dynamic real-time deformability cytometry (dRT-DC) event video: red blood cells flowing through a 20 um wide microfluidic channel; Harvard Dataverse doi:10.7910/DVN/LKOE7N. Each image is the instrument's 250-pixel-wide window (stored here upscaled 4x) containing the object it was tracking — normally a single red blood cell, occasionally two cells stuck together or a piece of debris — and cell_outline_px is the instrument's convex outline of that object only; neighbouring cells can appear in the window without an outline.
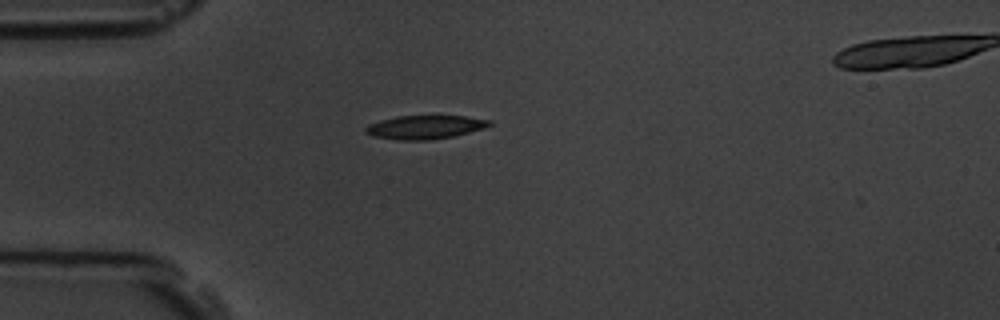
{"species": "common noctule bat (a hibernating species)", "species_latin": "Nyctalus noctula", "temperature_condition": "room temperature", "stored_images_in_passage": 3, "camera_frame_rate_fps": 3000, "um_per_image_px": 0.085, "animal": {"sex": "male", "body_mass_g": 19.5, "forearm_length_mm": 54.6}, "frame": {"image": 1, "passage_image": 1, "time_ms": 0.0, "image_size_px": [1000, 320], "cell_outline_px": [[492, 124], [468, 132], [452, 136], [432, 140], [400, 140], [372, 136], [364, 132], [364, 128], [368, 124], [380, 120], [396, 116], [464, 116], [492, 120]], "centroid_in_image_um": [36.05, 10.8], "position_along_channel_um": 48.9, "area_um2": 16.94}}
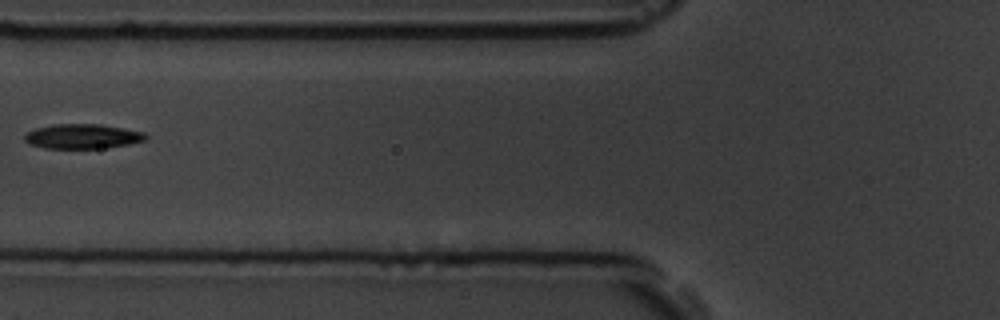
{"frame": {"image": 2, "passage_image": 3, "time_ms": 2.333, "image_size_px": [1000, 320], "cell_outline_px": [[148, 136], [144, 140], [128, 144], [100, 148], [44, 148], [28, 144], [24, 140], [24, 136], [28, 132], [36, 128], [52, 124], [100, 124], [124, 128], [144, 132]], "centroid_in_image_um": [6.98, 11.58], "position_along_channel_um": 118.8, "area_um2": 17.34}}